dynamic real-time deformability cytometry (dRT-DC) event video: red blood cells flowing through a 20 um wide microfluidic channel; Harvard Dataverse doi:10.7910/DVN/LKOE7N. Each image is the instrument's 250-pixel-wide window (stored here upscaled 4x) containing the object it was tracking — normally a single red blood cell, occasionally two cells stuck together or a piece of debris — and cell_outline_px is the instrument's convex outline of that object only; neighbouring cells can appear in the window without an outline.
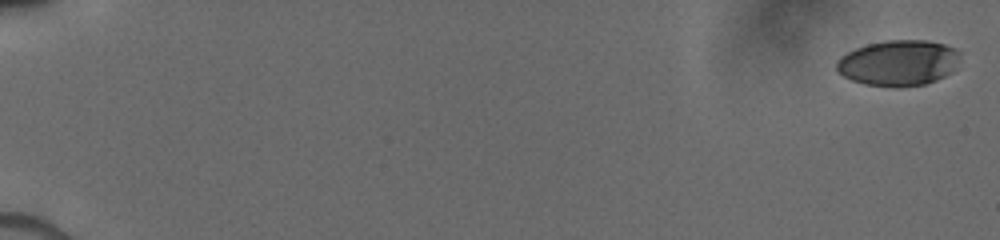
{"species": "human", "species_latin": "Homo sapiens", "temperature_condition": "cold", "stored_images_in_passage": 18, "camera_frame_rate_fps": 3000, "um_per_image_px": 0.085, "donor": {"sex": "male"}, "frame": {"image": 1, "passage_image": 1, "time_ms": 0.0, "image_size_px": [1000, 240], "cell_outline_px": [[960, 52], [952, 72], [936, 80], [924, 84], [900, 88], [864, 84], [852, 80], [844, 76], [836, 68], [836, 60], [840, 56], [856, 48], [868, 44], [888, 40], [928, 40], [944, 44], [956, 48]], "centroid_in_image_um": [76.36, 5.35], "position_along_channel_um": 8.6, "area_um2": 32.95}}
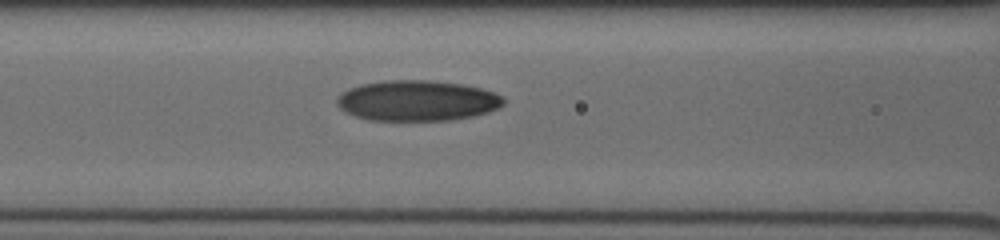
{"frame": {"image": 2, "passage_image": 16, "time_ms": 8.0, "image_size_px": [1000, 240], "cell_outline_px": [[504, 104], [488, 112], [472, 116], [448, 120], [368, 120], [344, 112], [336, 104], [336, 96], [340, 92], [348, 88], [360, 84], [384, 80], [428, 80], [460, 84], [480, 88], [492, 92], [500, 96], [504, 100]], "centroid_in_image_um": [35.37, 8.55], "position_along_channel_um": 131.2, "area_um2": 39.36}}
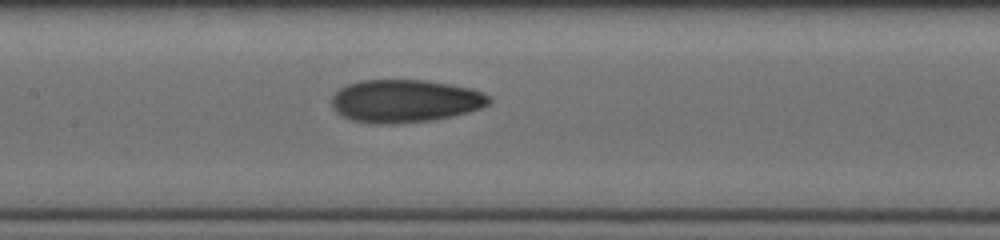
{"frame": {"image": 3, "passage_image": 18, "time_ms": 9.0, "image_size_px": [1000, 240], "cell_outline_px": [[492, 100], [488, 104], [480, 108], [432, 120], [396, 124], [388, 124], [352, 120], [336, 112], [332, 108], [332, 96], [340, 88], [348, 84], [360, 80], [424, 80], [472, 88], [488, 96]], "centroid_in_image_um": [34.39, 8.57], "position_along_channel_um": 173.0, "area_um2": 38.84}}